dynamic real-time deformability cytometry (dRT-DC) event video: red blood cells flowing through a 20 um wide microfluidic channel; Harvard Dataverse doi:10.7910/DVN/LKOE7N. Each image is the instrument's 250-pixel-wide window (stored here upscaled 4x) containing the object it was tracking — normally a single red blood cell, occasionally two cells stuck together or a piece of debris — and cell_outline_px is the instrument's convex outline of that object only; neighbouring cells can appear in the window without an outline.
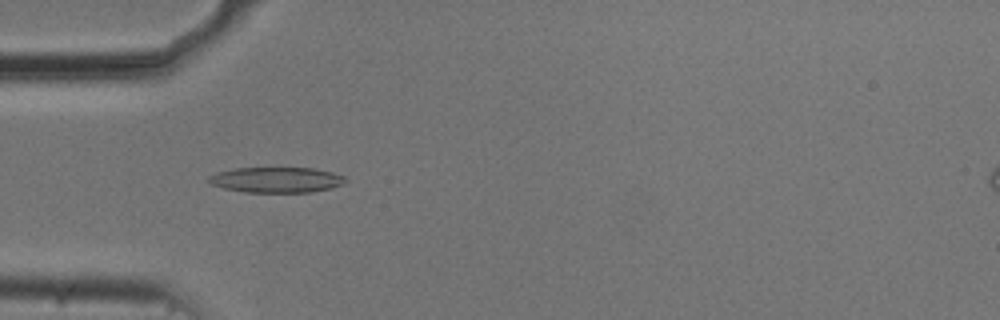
{"species": "common noctule bat (a hibernating species)", "species_latin": "Nyctalus noctula", "temperature_condition": "cold", "stored_images_in_passage": 55, "camera_frame_rate_fps": 3000, "um_per_image_px": 0.085, "animal": {"sex": "male", "body_mass_g": 20.5, "forearm_length_mm": 52.5}, "frame": {"image": 1, "passage_image": 17, "time_ms": 5.333, "image_size_px": [1000, 320], "cell_outline_px": [[348, 180], [344, 184], [332, 188], [312, 192], [244, 192], [224, 188], [212, 184], [208, 180], [208, 176], [216, 172], [236, 168], [312, 168], [332, 172], [344, 176]], "centroid_in_image_um": [23.52, 15.29], "position_along_channel_um": 61.5, "area_um2": 20.35}}
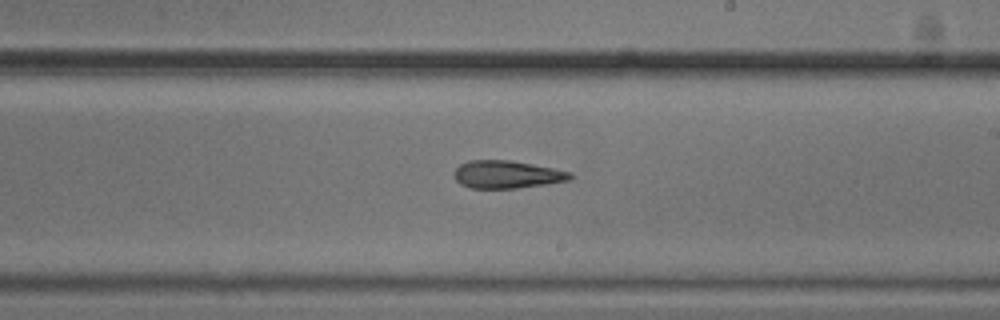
{"frame": {"image": 2, "passage_image": 32, "time_ms": 10.333, "image_size_px": [1000, 320], "cell_outline_px": [[572, 176], [568, 180], [544, 184], [516, 188], [472, 188], [460, 184], [456, 180], [456, 168], [460, 164], [468, 160], [512, 160], [572, 172]], "centroid_in_image_um": [43.07, 14.82], "position_along_channel_um": 245.9, "area_um2": 18.5}}
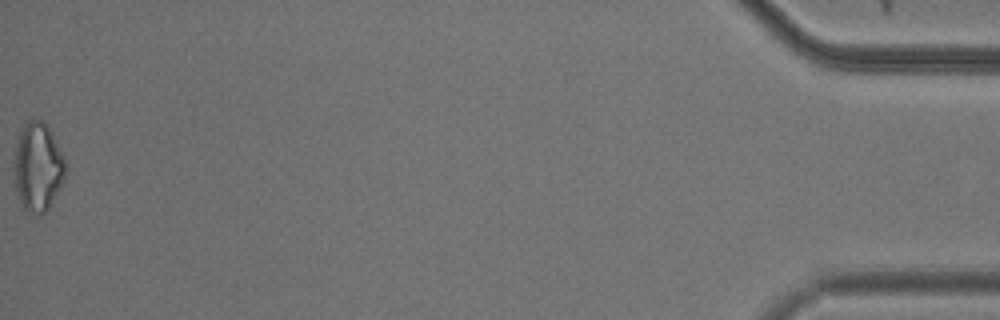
{"frame": {"image": 3, "passage_image": 55, "time_ms": 18.0, "image_size_px": [1000, 320], "cell_outline_px": [[64, 176], [48, 208], [40, 216], [24, 208], [20, 200], [16, 188], [12, 164], [16, 140], [20, 128], [32, 116], [44, 120], [64, 160]], "centroid_in_image_um": [3.14, 14.11], "position_along_channel_um": 432.1, "area_um2": 26.24}, "authors_computed_cell_mechanics": {"area_um2": 20.1722, "velocity_mm_per_s": 3.7121, "shape_relaxation_time_tau1_ms": null, "shape_relaxation_time_tau2_ms": 6.8077, "deformation_change_tau1": null, "deformation_change_tau2": 0.1955}}